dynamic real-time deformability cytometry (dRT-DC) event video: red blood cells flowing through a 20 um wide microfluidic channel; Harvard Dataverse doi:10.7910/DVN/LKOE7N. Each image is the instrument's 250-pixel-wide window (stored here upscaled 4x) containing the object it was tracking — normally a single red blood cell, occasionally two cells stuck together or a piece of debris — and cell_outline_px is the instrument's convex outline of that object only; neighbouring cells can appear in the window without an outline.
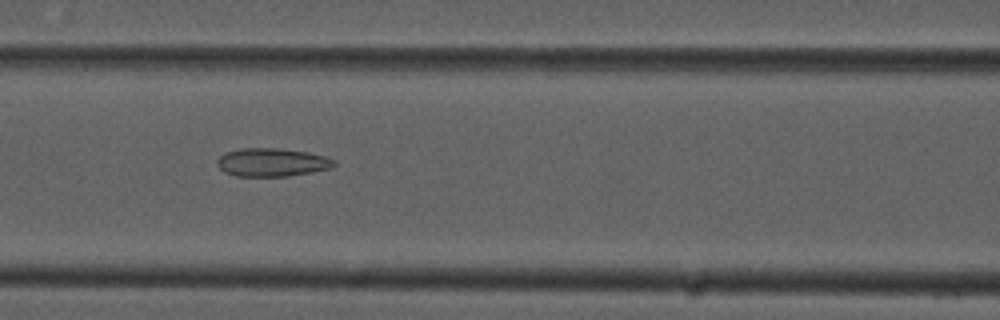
{"species": "common noctule bat (a hibernating species)", "species_latin": "Nyctalus noctula", "temperature_condition": "cold", "stored_images_in_passage": 54, "camera_frame_rate_fps": 3000, "um_per_image_px": 0.085, "animal": {"sex": "male", "forearm_length_mm": 52.5}, "frame": {"image": 1, "passage_image": 23, "time_ms": 7.333, "image_size_px": [1000, 320], "cell_outline_px": [[336, 164], [332, 168], [312, 172], [288, 176], [236, 176], [224, 172], [216, 164], [216, 160], [224, 152], [240, 148], [280, 148], [308, 152], [324, 156], [336, 160]], "centroid_in_image_um": [23.11, 13.79], "position_along_channel_um": 143.5, "area_um2": 19.48}}
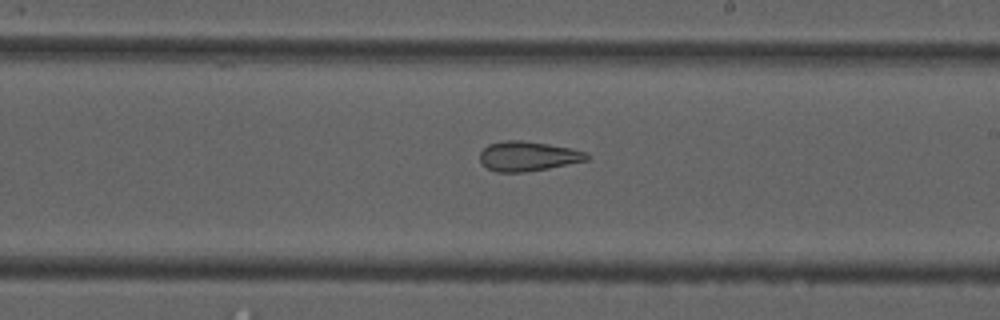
{"frame": {"image": 2, "passage_image": 31, "time_ms": 10.0, "image_size_px": [1000, 320], "cell_outline_px": [[592, 156], [588, 160], [548, 168], [524, 172], [496, 172], [488, 168], [480, 160], [480, 152], [488, 144], [504, 140], [524, 140], [548, 144], [588, 152]], "centroid_in_image_um": [44.89, 13.27], "position_along_channel_um": 244.1, "area_um2": 18.5}}
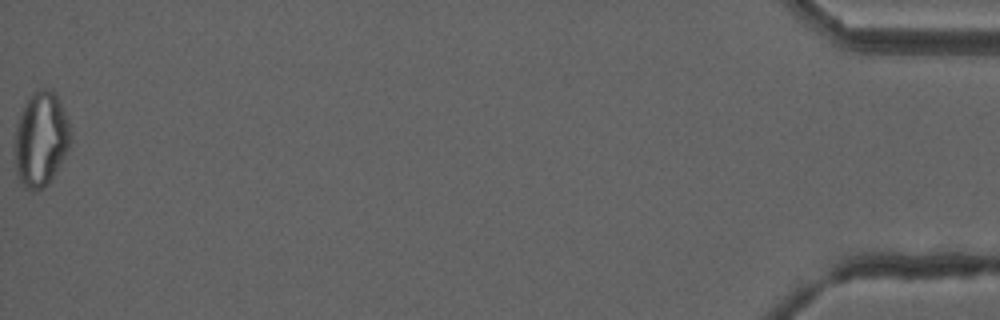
{"frame": {"image": 3, "passage_image": 54, "time_ms": 17.667, "image_size_px": [1000, 320], "cell_outline_px": [[68, 148], [64, 156], [52, 176], [44, 188], [36, 192], [32, 192], [24, 188], [20, 184], [16, 176], [16, 124], [28, 100], [40, 88], [52, 88], [56, 92], [68, 116]], "centroid_in_image_um": [3.46, 11.85], "position_along_channel_um": 431.7, "area_um2": 30.29}, "authors_computed_cell_mechanics": {"area_um2": 24.9118, "velocity_mm_per_s": 3.7816, "shape_relaxation_time_tau1_ms": null, "shape_relaxation_time_tau2_ms": 3.1065, "deformation_change_tau1": null, "deformation_change_tau2": 0.1178}}